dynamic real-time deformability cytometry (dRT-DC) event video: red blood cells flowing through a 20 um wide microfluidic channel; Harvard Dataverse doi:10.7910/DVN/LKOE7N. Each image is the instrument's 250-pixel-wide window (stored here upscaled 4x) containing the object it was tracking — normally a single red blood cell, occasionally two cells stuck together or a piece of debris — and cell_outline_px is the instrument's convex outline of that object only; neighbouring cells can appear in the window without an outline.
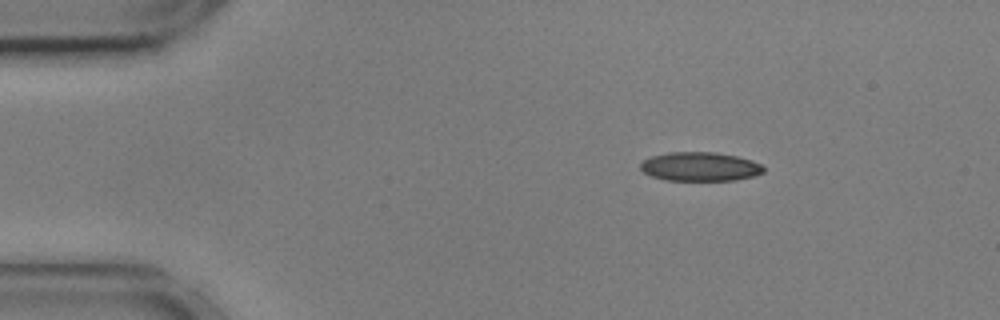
{"species": "common noctule bat (a hibernating species)", "species_latin": "Nyctalus noctula", "temperature_condition": "cold", "stored_images_in_passage": 9, "camera_frame_rate_fps": 3000, "um_per_image_px": 0.085, "animal": {"sex": "male", "body_mass_g": 17.9, "forearm_length_mm": 54.2}, "frame": {"image": 1, "passage_image": 1, "time_ms": 0.0, "image_size_px": [1000, 320], "cell_outline_px": [[764, 172], [752, 176], [736, 180], [664, 180], [652, 176], [644, 172], [640, 168], [640, 164], [644, 160], [652, 156], [668, 152], [716, 152], [736, 156], [752, 160], [760, 164], [764, 168]], "centroid_in_image_um": [59.5, 14.16], "position_along_channel_um": 25.5, "area_um2": 20.69}}